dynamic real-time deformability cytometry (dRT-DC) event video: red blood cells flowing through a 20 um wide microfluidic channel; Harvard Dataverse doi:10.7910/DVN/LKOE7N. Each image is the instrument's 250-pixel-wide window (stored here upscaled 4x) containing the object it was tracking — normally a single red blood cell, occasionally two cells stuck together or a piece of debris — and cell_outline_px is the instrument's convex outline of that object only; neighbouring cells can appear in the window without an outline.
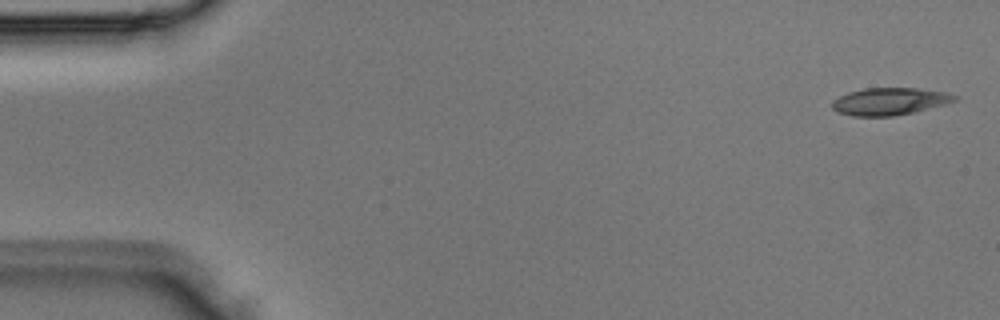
{"species": "Egyptian fruit bat (a non-hibernating species)", "species_latin": "Rousettus aegyptiacus", "temperature_condition": "room temperature", "stored_images_in_passage": 4, "camera_frame_rate_fps": 3000, "um_per_image_px": 0.085, "animal": {"sex": "male"}, "frame": {"image": 1, "passage_image": 1, "time_ms": 0.0, "image_size_px": [1000, 320], "cell_outline_px": [[956, 100], [944, 104], [912, 112], [892, 116], [852, 116], [840, 112], [832, 108], [832, 100], [848, 92], [864, 88], [916, 88], [944, 92], [956, 96]], "centroid_in_image_um": [75.56, 8.61], "position_along_channel_um": 9.4, "area_um2": 19.13}}
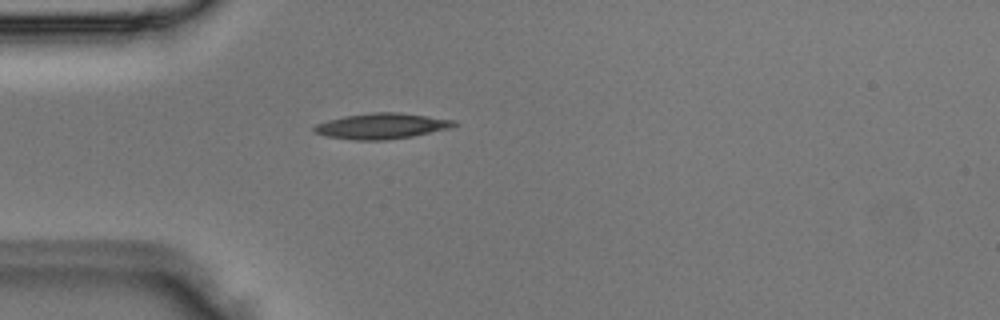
{"frame": {"image": 2, "passage_image": 4, "time_ms": 1.0, "image_size_px": [1000, 320], "cell_outline_px": [[460, 124], [452, 128], [412, 136], [384, 140], [356, 140], [328, 136], [316, 132], [312, 128], [316, 124], [328, 120], [344, 116], [372, 112], [396, 112], [428, 116], [456, 120]], "centroid_in_image_um": [32.5, 10.7], "position_along_channel_um": 52.5, "area_um2": 20.87}}